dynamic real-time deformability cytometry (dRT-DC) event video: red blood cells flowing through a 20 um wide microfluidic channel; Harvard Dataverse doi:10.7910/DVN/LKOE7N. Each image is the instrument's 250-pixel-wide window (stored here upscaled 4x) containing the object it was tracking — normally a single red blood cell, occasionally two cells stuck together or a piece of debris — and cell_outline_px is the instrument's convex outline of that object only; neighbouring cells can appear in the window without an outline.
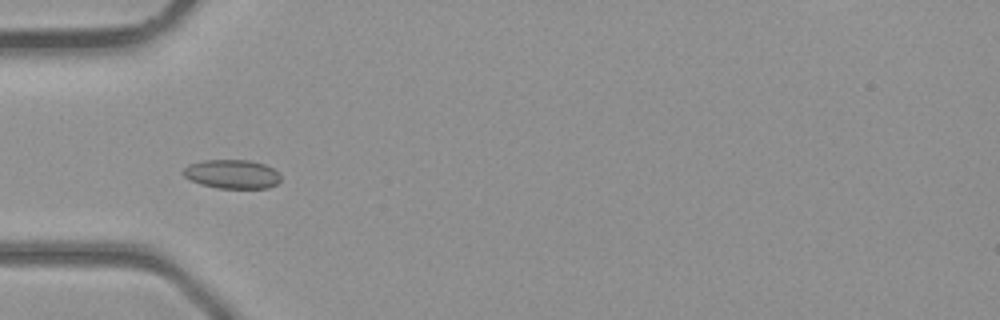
{"species": "common noctule bat (a hibernating species)", "species_latin": "Nyctalus noctula", "temperature_condition": "room temperature", "stored_images_in_passage": 40, "camera_frame_rate_fps": 3000, "um_per_image_px": 0.085, "animal": {"sex": "male", "body_mass_g": 23.1, "forearm_length_mm": 52.7}, "frame": {"image": 1, "passage_image": 13, "time_ms": 4.0, "image_size_px": [1000, 320], "cell_outline_px": [[280, 180], [276, 184], [268, 188], [216, 188], [200, 184], [184, 176], [180, 172], [188, 164], [204, 160], [248, 160], [264, 164], [280, 172]], "centroid_in_image_um": [19.71, 14.8], "position_along_channel_um": 65.3, "area_um2": 16.53}}
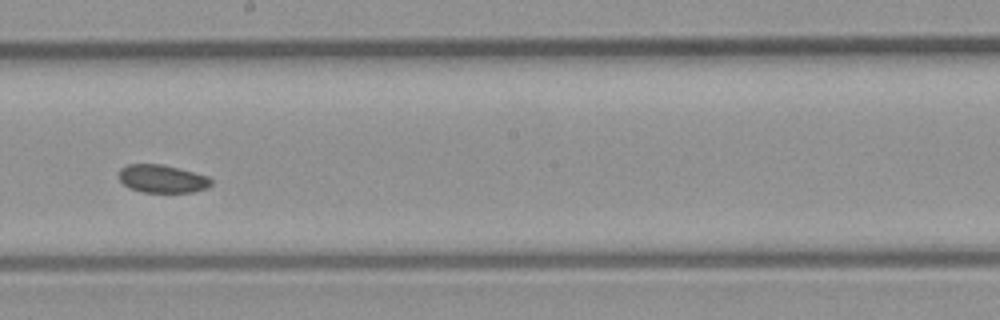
{"frame": {"image": 2, "passage_image": 23, "time_ms": 7.333, "image_size_px": [1000, 320], "cell_outline_px": [[212, 184], [208, 188], [192, 192], [144, 192], [128, 188], [120, 180], [120, 168], [128, 164], [164, 164], [208, 176], [212, 180]], "centroid_in_image_um": [13.81, 15.19], "position_along_channel_um": 234.4, "area_um2": 15.09}}
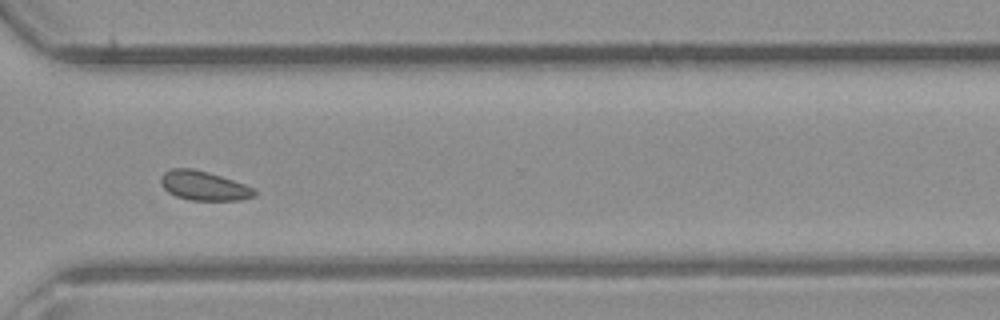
{"frame": {"image": 3, "passage_image": 30, "time_ms": 9.667, "image_size_px": [1000, 320], "cell_outline_px": [[256, 196], [240, 200], [188, 200], [176, 196], [168, 192], [160, 184], [160, 176], [164, 172], [172, 168], [192, 168], [208, 172], [256, 188]], "centroid_in_image_um": [17.31, 15.79], "position_along_channel_um": 353.3, "area_um2": 16.07}}